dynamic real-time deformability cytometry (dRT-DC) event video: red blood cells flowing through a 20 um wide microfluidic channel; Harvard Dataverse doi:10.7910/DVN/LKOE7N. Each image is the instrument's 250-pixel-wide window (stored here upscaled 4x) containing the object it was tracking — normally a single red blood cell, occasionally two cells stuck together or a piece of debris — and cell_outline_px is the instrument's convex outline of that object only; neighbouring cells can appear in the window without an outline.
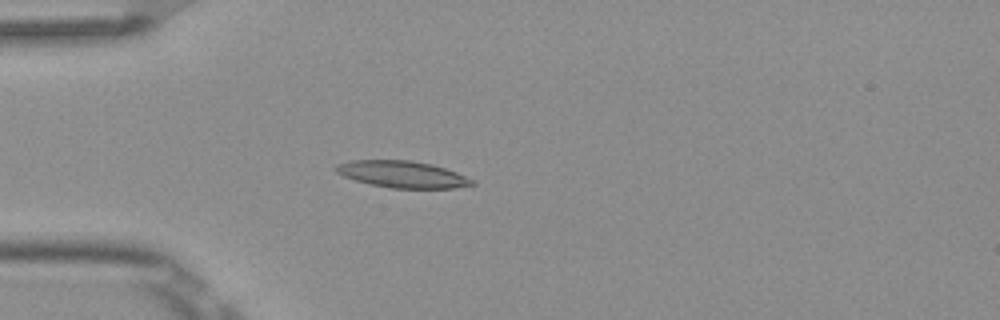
{"species": "Egyptian fruit bat (a non-hibernating species)", "species_latin": "Rousettus aegyptiacus", "temperature_condition": "room temperature", "stored_images_in_passage": 6, "camera_frame_rate_fps": 3000, "um_per_image_px": 0.085, "frame": {"image": 1, "passage_image": 5, "time_ms": 1.333, "image_size_px": [1000, 320], "cell_outline_px": [[476, 184], [456, 188], [392, 188], [372, 184], [356, 180], [344, 176], [336, 172], [332, 168], [336, 164], [352, 160], [412, 160], [432, 164], [456, 172], [476, 180]], "centroid_in_image_um": [34.22, 14.81], "position_along_channel_um": 50.8, "area_um2": 21.27}}